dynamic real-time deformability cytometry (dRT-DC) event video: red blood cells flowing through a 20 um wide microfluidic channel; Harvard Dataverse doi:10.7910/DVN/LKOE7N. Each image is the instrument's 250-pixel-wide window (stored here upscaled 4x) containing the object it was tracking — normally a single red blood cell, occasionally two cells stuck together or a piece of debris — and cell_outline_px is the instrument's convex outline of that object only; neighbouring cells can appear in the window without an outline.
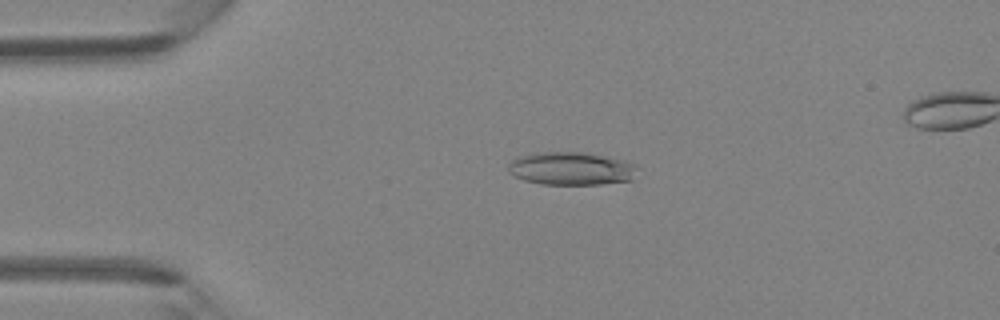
{"species": "Egyptian fruit bat (a non-hibernating species)", "species_latin": "Rousettus aegyptiacus", "temperature_condition": "room temperature", "stored_images_in_passage": 46, "camera_frame_rate_fps": 3000, "um_per_image_px": 0.085, "animal": {"sex": "female"}, "frame": {"image": 1, "passage_image": 10, "time_ms": 3.0, "image_size_px": [1000, 320], "cell_outline_px": [[636, 168], [632, 180], [600, 184], [540, 184], [524, 180], [512, 176], [508, 172], [508, 164], [512, 160], [520, 156], [536, 152], [588, 152], [636, 164]], "centroid_in_image_um": [48.5, 14.32], "position_along_channel_um": 36.5, "area_um2": 24.85}}
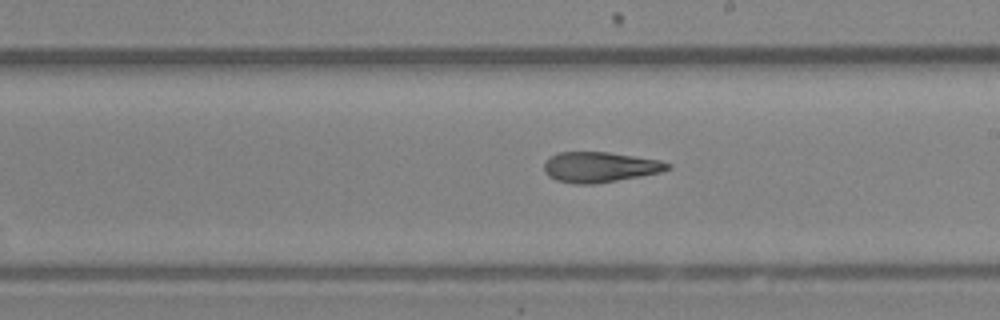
{"frame": {"image": 2, "passage_image": 26, "time_ms": 8.333, "image_size_px": [1000, 320], "cell_outline_px": [[672, 168], [660, 172], [640, 176], [596, 184], [572, 184], [556, 180], [548, 176], [544, 172], [544, 164], [552, 156], [560, 152], [608, 152], [660, 160], [672, 164]], "centroid_in_image_um": [51.0, 14.21], "position_along_channel_um": 238.0, "area_um2": 21.85}}
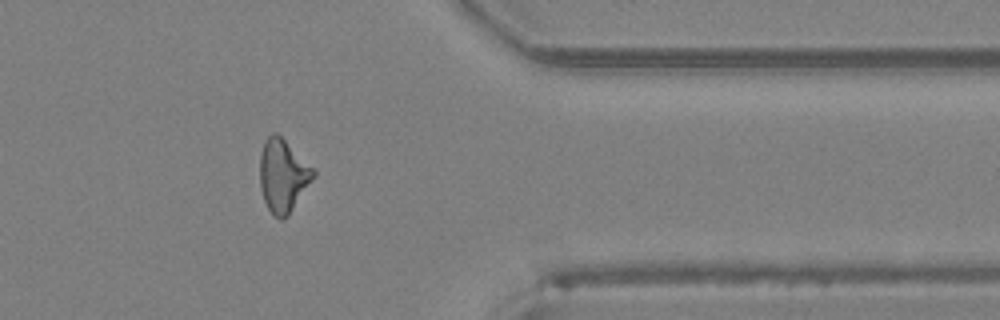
{"frame": {"image": 3, "passage_image": 37, "time_ms": 12.0, "image_size_px": [1000, 320], "cell_outline_px": [[316, 176], [288, 216], [280, 220], [268, 208], [264, 200], [260, 188], [260, 156], [264, 140], [272, 132], [276, 132], [316, 172]], "centroid_in_image_um": [24.04, 14.94], "position_along_channel_um": 387.4, "area_um2": 22.43}}